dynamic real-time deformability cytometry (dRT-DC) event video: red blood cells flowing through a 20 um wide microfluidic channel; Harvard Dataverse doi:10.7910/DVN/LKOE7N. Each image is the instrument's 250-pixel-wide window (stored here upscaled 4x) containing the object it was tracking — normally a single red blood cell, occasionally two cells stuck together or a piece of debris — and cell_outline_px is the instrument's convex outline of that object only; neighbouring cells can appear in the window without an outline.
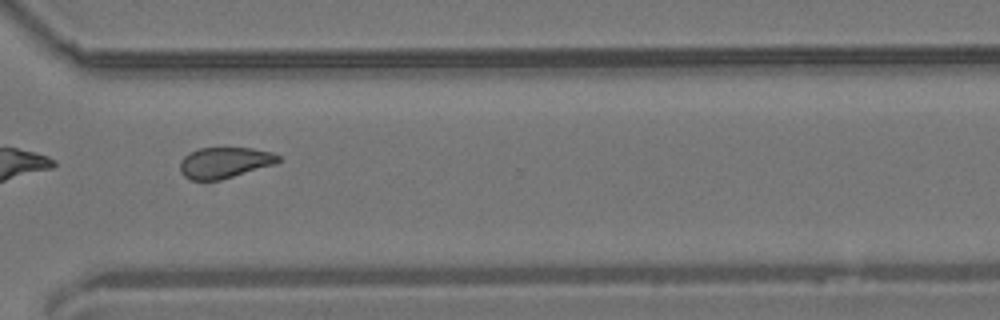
{"species": "common noctule bat (a hibernating species)", "species_latin": "Nyctalus noctula", "temperature_condition": "room temperature", "stored_images_in_passage": 12, "camera_frame_rate_fps": 3000, "um_per_image_px": 0.085, "animal": {"sex": "male", "body_mass_g": 19.2, "forearm_length_mm": 51.8}, "frame": {"image": 1, "passage_image": 9, "time_ms": 12.0, "image_size_px": [1000, 320], "cell_outline_px": [[280, 160], [276, 164], [220, 180], [192, 180], [184, 176], [180, 172], [180, 160], [188, 152], [200, 148], [252, 148], [272, 152], [280, 156]], "centroid_in_image_um": [19.08, 13.82], "position_along_channel_um": 351.5, "area_um2": 17.8}, "authors_computed_cell_mechanics": {"area_um2": 15.5193, "velocity_mm_per_s": 3.8069, "shape_relaxation_time_tau1_ms": null, "shape_relaxation_time_tau2_ms": 1.6025, "deformation_change_tau1": null, "deformation_change_tau2": 0.0662}}